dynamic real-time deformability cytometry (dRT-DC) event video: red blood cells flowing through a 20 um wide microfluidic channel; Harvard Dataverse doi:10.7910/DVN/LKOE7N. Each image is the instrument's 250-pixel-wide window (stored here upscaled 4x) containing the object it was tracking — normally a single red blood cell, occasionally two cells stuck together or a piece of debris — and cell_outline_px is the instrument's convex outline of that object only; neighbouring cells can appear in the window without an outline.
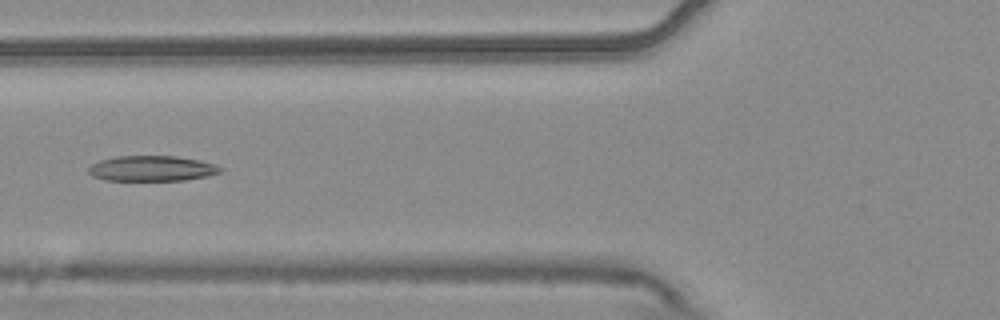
{"species": "common noctule bat (a hibernating species)", "species_latin": "Nyctalus noctula", "temperature_condition": "warm", "stored_images_in_passage": 6, "camera_frame_rate_fps": 3000, "um_per_image_px": 0.085, "animal": {"sex": "male", "body_mass_g": 20.4}, "frame": {"image": 1, "passage_image": 6, "time_ms": 1.667, "image_size_px": [1000, 320], "cell_outline_px": [[224, 168], [220, 172], [208, 176], [184, 180], [104, 180], [92, 176], [88, 172], [88, 168], [92, 164], [100, 160], [116, 156], [176, 156], [200, 160], [216, 164]], "centroid_in_image_um": [12.92, 14.31], "position_along_channel_um": 112.9, "area_um2": 19.59}}